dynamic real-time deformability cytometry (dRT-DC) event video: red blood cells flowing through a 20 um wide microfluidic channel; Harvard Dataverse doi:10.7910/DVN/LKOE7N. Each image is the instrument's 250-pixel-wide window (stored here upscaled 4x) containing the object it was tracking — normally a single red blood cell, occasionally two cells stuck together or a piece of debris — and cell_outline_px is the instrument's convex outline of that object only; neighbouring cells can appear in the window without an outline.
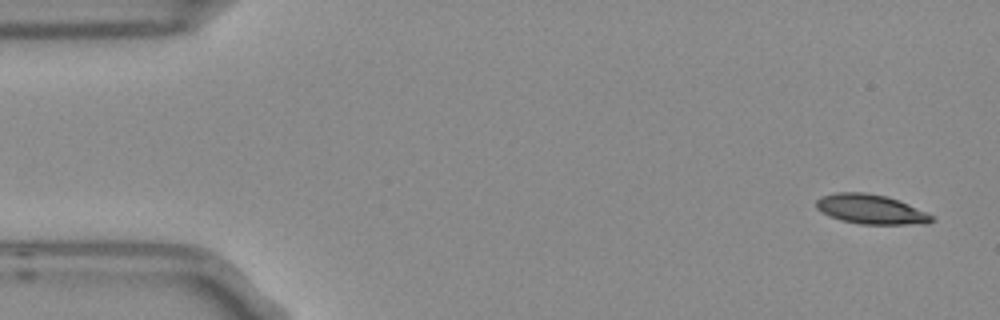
{"species": "Egyptian fruit bat (a non-hibernating species)", "species_latin": "Rousettus aegyptiacus", "temperature_condition": "room temperature", "stored_images_in_passage": 8, "camera_frame_rate_fps": 3000, "um_per_image_px": 0.085, "frame": {"image": 1, "passage_image": 1, "time_ms": 0.0, "image_size_px": [1000, 320], "cell_outline_px": [[936, 220], [928, 224], [860, 224], [840, 220], [820, 212], [816, 208], [816, 200], [820, 196], [836, 192], [864, 192], [884, 196], [908, 204], [936, 216]], "centroid_in_image_um": [74.03, 17.8], "position_along_channel_um": 11.0, "area_um2": 20.06}}
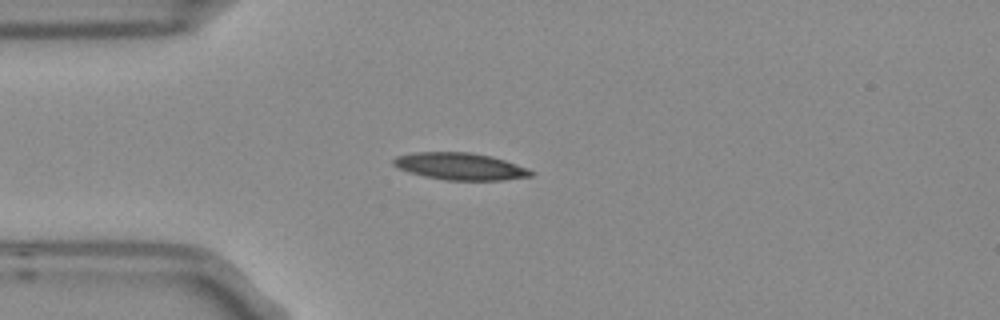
{"frame": {"image": 2, "passage_image": 4, "time_ms": 1.0, "image_size_px": [1000, 320], "cell_outline_px": [[536, 172], [532, 176], [504, 180], [444, 180], [424, 176], [408, 172], [392, 164], [392, 160], [396, 156], [412, 152], [468, 152], [488, 156], [504, 160], [528, 168]], "centroid_in_image_um": [39.11, 14.14], "position_along_channel_um": 45.9, "area_um2": 21.68}}
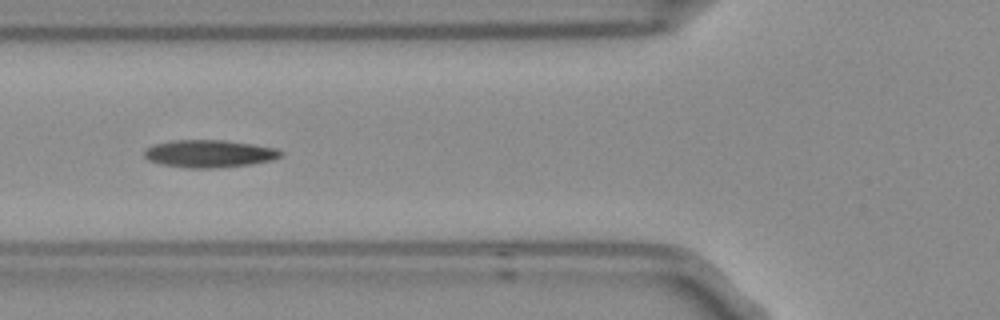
{"frame": {"image": 3, "passage_image": 6, "time_ms": 1.667, "image_size_px": [1000, 320], "cell_outline_px": [[284, 152], [280, 156], [272, 160], [252, 164], [216, 168], [188, 168], [160, 164], [148, 160], [144, 156], [144, 148], [152, 144], [172, 140], [224, 140], [252, 144], [276, 148]], "centroid_in_image_um": [17.75, 13.06], "position_along_channel_um": 108.1, "area_um2": 22.08}}